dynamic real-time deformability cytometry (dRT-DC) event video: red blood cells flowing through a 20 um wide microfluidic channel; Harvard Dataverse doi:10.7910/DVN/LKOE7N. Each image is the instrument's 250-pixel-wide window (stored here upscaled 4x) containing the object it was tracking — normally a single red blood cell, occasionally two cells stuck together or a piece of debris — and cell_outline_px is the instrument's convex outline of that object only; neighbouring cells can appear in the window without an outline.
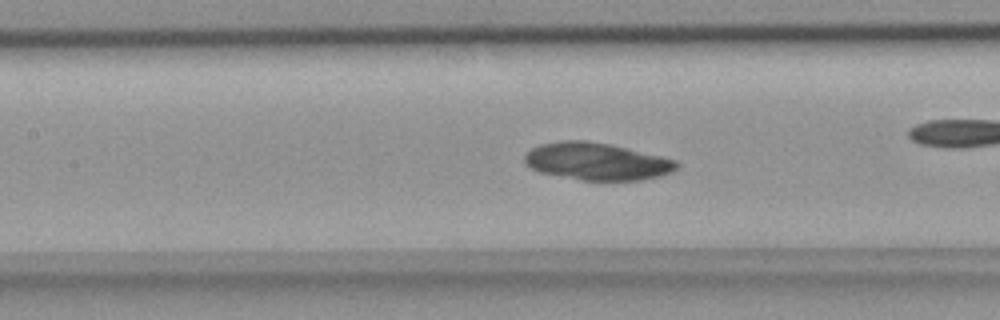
{"species": "common noctule bat (a hibernating species)", "species_latin": "Nyctalus noctula", "temperature_condition": "room temperature", "stored_images_in_passage": 50, "camera_frame_rate_fps": 3000, "um_per_image_px": 0.085, "animal": {"sex": "female", "body_mass_g": 18.4}, "frame": {"image": 1, "passage_image": 22, "time_ms": 7.0, "image_size_px": [1000, 320], "cell_outline_px": [[680, 164], [672, 172], [660, 176], [640, 180], [580, 180], [540, 172], [524, 164], [524, 156], [532, 148], [540, 144], [560, 140], [588, 140], [612, 144], [676, 160]], "centroid_in_image_um": [50.72, 13.71], "position_along_channel_um": 156.7, "area_um2": 33.18}}
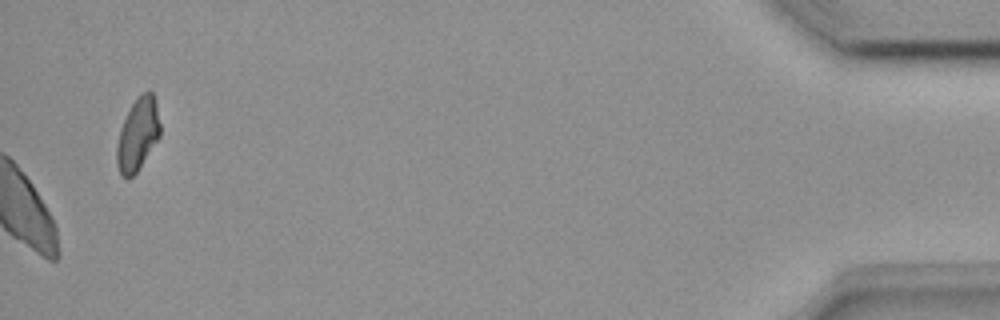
{"frame": {"image": 2, "passage_image": 50, "time_ms": 16.333, "image_size_px": [1000, 320], "cell_outline_px": [[160, 136], [136, 172], [128, 180], [120, 176], [116, 164], [116, 144], [120, 128], [136, 96], [140, 92], [148, 88], [152, 92], [156, 104], [160, 124]], "centroid_in_image_um": [11.69, 11.41], "position_along_channel_um": 423.5, "area_um2": 18.55}}